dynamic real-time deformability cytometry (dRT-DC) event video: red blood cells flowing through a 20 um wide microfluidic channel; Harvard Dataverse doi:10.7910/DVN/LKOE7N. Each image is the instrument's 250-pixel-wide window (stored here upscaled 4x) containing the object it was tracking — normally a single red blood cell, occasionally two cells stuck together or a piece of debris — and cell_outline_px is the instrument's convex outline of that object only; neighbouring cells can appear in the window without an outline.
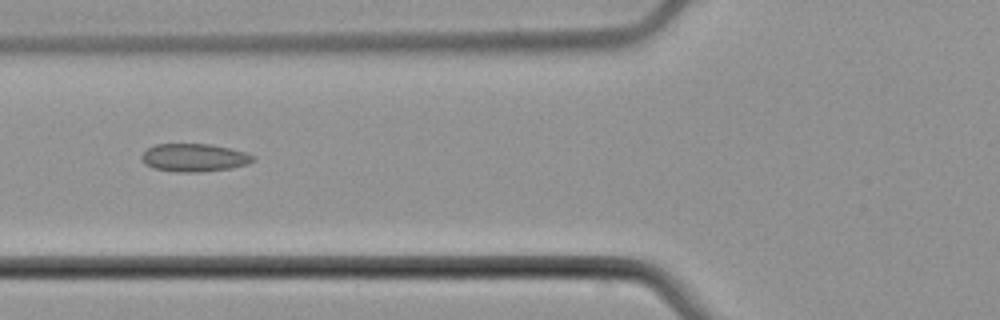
{"species": "common noctule bat (a hibernating species)", "species_latin": "Nyctalus noctula", "temperature_condition": "cold", "stored_images_in_passage": 6, "camera_frame_rate_fps": 3000, "um_per_image_px": 0.085, "animal": {"sex": "male", "body_mass_g": 21.5, "forearm_length_mm": 52.0}, "frame": {"image": 1, "passage_image": 6, "time_ms": 6.0, "image_size_px": [1000, 320], "cell_outline_px": [[256, 160], [248, 164], [232, 168], [196, 172], [184, 172], [156, 168], [144, 164], [140, 156], [148, 148], [156, 144], [212, 144], [232, 148], [256, 156]], "centroid_in_image_um": [16.56, 13.38], "position_along_channel_um": 109.2, "area_um2": 18.15}}